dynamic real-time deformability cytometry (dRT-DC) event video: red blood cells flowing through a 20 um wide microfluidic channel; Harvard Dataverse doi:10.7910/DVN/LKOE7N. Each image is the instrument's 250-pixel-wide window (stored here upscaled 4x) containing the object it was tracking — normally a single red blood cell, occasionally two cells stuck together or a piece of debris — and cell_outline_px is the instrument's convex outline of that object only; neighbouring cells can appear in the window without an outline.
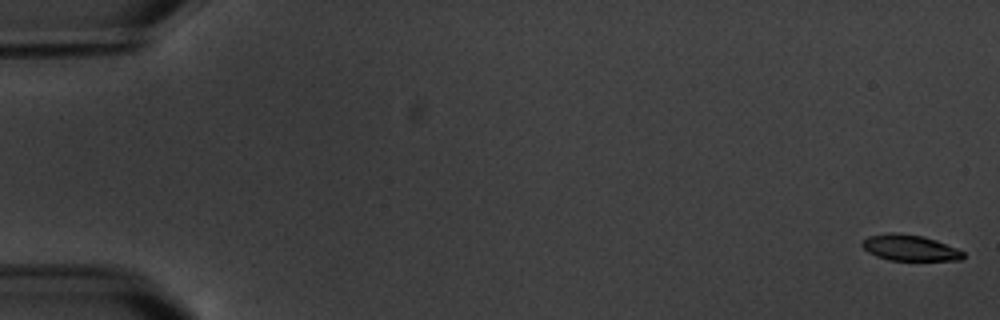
{"species": "common noctule bat (a hibernating species)", "species_latin": "Nyctalus noctula", "temperature_condition": "warm", "stored_images_in_passage": 5, "camera_frame_rate_fps": 3000, "um_per_image_px": 0.085, "animal": {"sex": "male", "body_mass_g": 20.1, "forearm_length_mm": 53.5}, "frame": {"image": 1, "passage_image": 1, "time_ms": 0.0, "image_size_px": [1000, 320], "cell_outline_px": [[964, 256], [960, 260], [888, 260], [876, 256], [868, 252], [860, 244], [868, 236], [888, 232], [896, 232], [924, 236], [936, 240], [956, 248], [964, 252]], "centroid_in_image_um": [77.31, 21.05], "position_along_channel_um": 7.7, "area_um2": 15.32}}
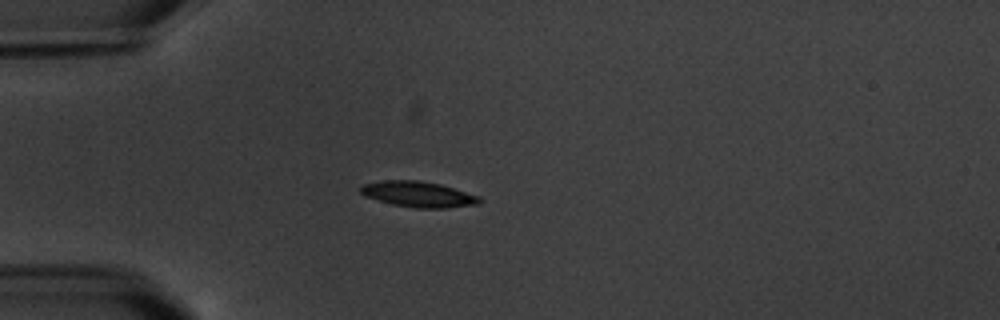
{"frame": {"image": 2, "passage_image": 5, "time_ms": 5.333, "image_size_px": [1000, 320], "cell_outline_px": [[480, 204], [448, 208], [416, 208], [392, 204], [364, 196], [360, 192], [360, 188], [364, 184], [384, 180], [416, 180], [440, 184], [480, 196]], "centroid_in_image_um": [35.57, 16.52], "position_along_channel_um": 49.4, "area_um2": 17.74}}